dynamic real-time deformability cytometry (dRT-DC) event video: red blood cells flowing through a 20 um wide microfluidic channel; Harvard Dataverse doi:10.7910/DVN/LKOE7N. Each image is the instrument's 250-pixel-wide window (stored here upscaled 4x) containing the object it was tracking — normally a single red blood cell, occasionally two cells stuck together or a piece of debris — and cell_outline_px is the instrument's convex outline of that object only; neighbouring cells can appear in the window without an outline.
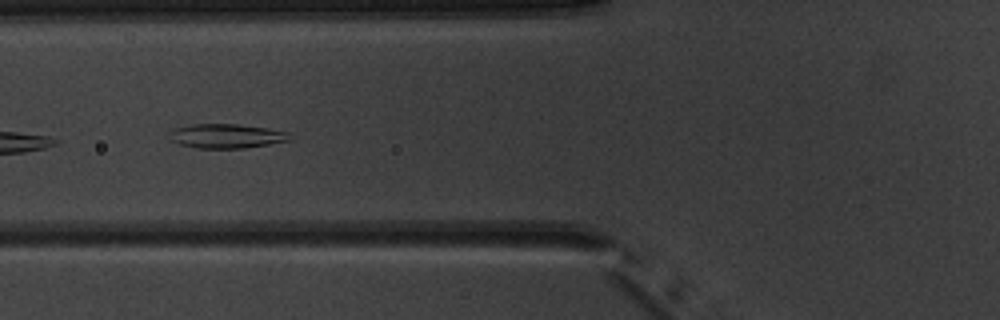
{"species": "common noctule bat (a hibernating species)", "species_latin": "Nyctalus noctula", "temperature_condition": "warm", "stored_images_in_passage": 10, "camera_frame_rate_fps": 3000, "um_per_image_px": 0.085, "animal": {"sex": "male", "body_mass_g": 20.1, "forearm_length_mm": 53.5}, "frame": {"image": 1, "passage_image": 7, "time_ms": 8.0, "image_size_px": [1000, 320], "cell_outline_px": [[292, 140], [244, 148], [196, 148], [180, 144], [172, 140], [168, 132], [172, 128], [192, 124], [236, 124], [268, 128], [288, 132]], "centroid_in_image_um": [19.23, 11.55], "position_along_channel_um": 106.6, "area_um2": 17.05}}
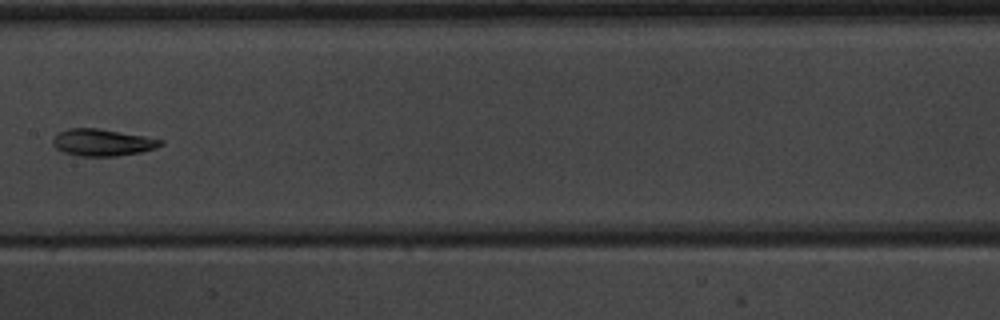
{"frame": {"image": 2, "passage_image": 9, "time_ms": 10.333, "image_size_px": [1000, 320], "cell_outline_px": [[164, 144], [156, 148], [140, 152], [116, 156], [80, 156], [64, 152], [56, 148], [52, 144], [52, 140], [56, 132], [68, 128], [96, 128], [144, 136], [164, 140]], "centroid_in_image_um": [8.68, 12.1], "position_along_channel_um": 198.7, "area_um2": 16.94}}
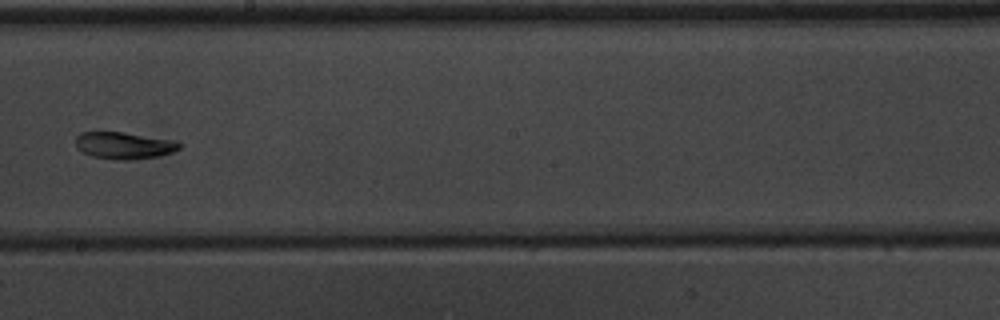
{"frame": {"image": 3, "passage_image": 10, "time_ms": 11.333, "image_size_px": [1000, 320], "cell_outline_px": [[180, 148], [172, 152], [156, 156], [128, 160], [116, 160], [92, 156], [76, 148], [76, 136], [80, 132], [124, 132], [176, 140], [180, 144]], "centroid_in_image_um": [10.53, 12.35], "position_along_channel_um": 237.7, "area_um2": 16.24}}